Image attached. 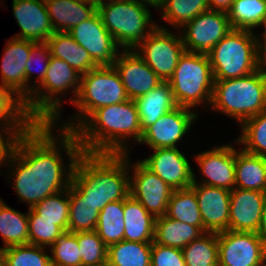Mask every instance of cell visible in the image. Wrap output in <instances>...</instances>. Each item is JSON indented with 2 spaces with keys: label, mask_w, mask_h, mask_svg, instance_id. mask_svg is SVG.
<instances>
[{
  "label": "cell",
  "mask_w": 266,
  "mask_h": 266,
  "mask_svg": "<svg viewBox=\"0 0 266 266\" xmlns=\"http://www.w3.org/2000/svg\"><path fill=\"white\" fill-rule=\"evenodd\" d=\"M145 4L160 9L167 0H142Z\"/></svg>",
  "instance_id": "cell-51"
},
{
  "label": "cell",
  "mask_w": 266,
  "mask_h": 266,
  "mask_svg": "<svg viewBox=\"0 0 266 266\" xmlns=\"http://www.w3.org/2000/svg\"><path fill=\"white\" fill-rule=\"evenodd\" d=\"M146 6L142 0L97 2V12L103 25L122 50L135 49L158 26L152 23V14Z\"/></svg>",
  "instance_id": "cell-6"
},
{
  "label": "cell",
  "mask_w": 266,
  "mask_h": 266,
  "mask_svg": "<svg viewBox=\"0 0 266 266\" xmlns=\"http://www.w3.org/2000/svg\"><path fill=\"white\" fill-rule=\"evenodd\" d=\"M74 132L81 151L90 154H127L128 138L139 143L143 134L131 99L96 109Z\"/></svg>",
  "instance_id": "cell-2"
},
{
  "label": "cell",
  "mask_w": 266,
  "mask_h": 266,
  "mask_svg": "<svg viewBox=\"0 0 266 266\" xmlns=\"http://www.w3.org/2000/svg\"><path fill=\"white\" fill-rule=\"evenodd\" d=\"M0 266H5V259L3 256V250L0 248Z\"/></svg>",
  "instance_id": "cell-52"
},
{
  "label": "cell",
  "mask_w": 266,
  "mask_h": 266,
  "mask_svg": "<svg viewBox=\"0 0 266 266\" xmlns=\"http://www.w3.org/2000/svg\"><path fill=\"white\" fill-rule=\"evenodd\" d=\"M55 126L57 124L35 123L20 136L7 162L13 169L9 175V178L13 177L12 187L29 208L68 189L74 165L82 153L76 133L59 128L61 137L55 138L52 133ZM62 148L70 160L66 168L61 157Z\"/></svg>",
  "instance_id": "cell-1"
},
{
  "label": "cell",
  "mask_w": 266,
  "mask_h": 266,
  "mask_svg": "<svg viewBox=\"0 0 266 266\" xmlns=\"http://www.w3.org/2000/svg\"><path fill=\"white\" fill-rule=\"evenodd\" d=\"M161 18L173 28H182L199 14L209 10L207 0H167L160 8Z\"/></svg>",
  "instance_id": "cell-36"
},
{
  "label": "cell",
  "mask_w": 266,
  "mask_h": 266,
  "mask_svg": "<svg viewBox=\"0 0 266 266\" xmlns=\"http://www.w3.org/2000/svg\"><path fill=\"white\" fill-rule=\"evenodd\" d=\"M136 163V164H135ZM129 175L130 195L155 218L166 215L173 189L141 161H136Z\"/></svg>",
  "instance_id": "cell-12"
},
{
  "label": "cell",
  "mask_w": 266,
  "mask_h": 266,
  "mask_svg": "<svg viewBox=\"0 0 266 266\" xmlns=\"http://www.w3.org/2000/svg\"><path fill=\"white\" fill-rule=\"evenodd\" d=\"M81 266H97L107 262V246L96 231L76 232Z\"/></svg>",
  "instance_id": "cell-41"
},
{
  "label": "cell",
  "mask_w": 266,
  "mask_h": 266,
  "mask_svg": "<svg viewBox=\"0 0 266 266\" xmlns=\"http://www.w3.org/2000/svg\"><path fill=\"white\" fill-rule=\"evenodd\" d=\"M260 26H263L264 32L262 33V37L261 38H259V36L255 34V38L257 40L258 46H260L262 43L266 42V16L263 18L261 23L258 25V27H260ZM260 39H262V40H260Z\"/></svg>",
  "instance_id": "cell-50"
},
{
  "label": "cell",
  "mask_w": 266,
  "mask_h": 266,
  "mask_svg": "<svg viewBox=\"0 0 266 266\" xmlns=\"http://www.w3.org/2000/svg\"><path fill=\"white\" fill-rule=\"evenodd\" d=\"M124 240L141 243L154 241L155 217L130 194L124 199Z\"/></svg>",
  "instance_id": "cell-25"
},
{
  "label": "cell",
  "mask_w": 266,
  "mask_h": 266,
  "mask_svg": "<svg viewBox=\"0 0 266 266\" xmlns=\"http://www.w3.org/2000/svg\"><path fill=\"white\" fill-rule=\"evenodd\" d=\"M5 266H51L45 247L25 244L3 248Z\"/></svg>",
  "instance_id": "cell-39"
},
{
  "label": "cell",
  "mask_w": 266,
  "mask_h": 266,
  "mask_svg": "<svg viewBox=\"0 0 266 266\" xmlns=\"http://www.w3.org/2000/svg\"><path fill=\"white\" fill-rule=\"evenodd\" d=\"M69 205L68 187V189L46 197L35 204L32 209L37 213V220L57 221V226L66 232L68 231Z\"/></svg>",
  "instance_id": "cell-38"
},
{
  "label": "cell",
  "mask_w": 266,
  "mask_h": 266,
  "mask_svg": "<svg viewBox=\"0 0 266 266\" xmlns=\"http://www.w3.org/2000/svg\"><path fill=\"white\" fill-rule=\"evenodd\" d=\"M195 157L204 179L198 183L196 176L193 175V183L215 186L229 191L235 189V147L231 144L218 146L203 151Z\"/></svg>",
  "instance_id": "cell-16"
},
{
  "label": "cell",
  "mask_w": 266,
  "mask_h": 266,
  "mask_svg": "<svg viewBox=\"0 0 266 266\" xmlns=\"http://www.w3.org/2000/svg\"><path fill=\"white\" fill-rule=\"evenodd\" d=\"M227 15L233 29L254 31L266 16V0H234Z\"/></svg>",
  "instance_id": "cell-35"
},
{
  "label": "cell",
  "mask_w": 266,
  "mask_h": 266,
  "mask_svg": "<svg viewBox=\"0 0 266 266\" xmlns=\"http://www.w3.org/2000/svg\"><path fill=\"white\" fill-rule=\"evenodd\" d=\"M260 239L263 241V243L266 246V202L264 205L263 215H262V222L259 228V231L257 232Z\"/></svg>",
  "instance_id": "cell-49"
},
{
  "label": "cell",
  "mask_w": 266,
  "mask_h": 266,
  "mask_svg": "<svg viewBox=\"0 0 266 266\" xmlns=\"http://www.w3.org/2000/svg\"><path fill=\"white\" fill-rule=\"evenodd\" d=\"M134 101L138 109L142 132L178 106L168 81H162L154 89Z\"/></svg>",
  "instance_id": "cell-24"
},
{
  "label": "cell",
  "mask_w": 266,
  "mask_h": 266,
  "mask_svg": "<svg viewBox=\"0 0 266 266\" xmlns=\"http://www.w3.org/2000/svg\"><path fill=\"white\" fill-rule=\"evenodd\" d=\"M148 158L140 160L173 190L186 189L193 184L191 165L179 148H156Z\"/></svg>",
  "instance_id": "cell-17"
},
{
  "label": "cell",
  "mask_w": 266,
  "mask_h": 266,
  "mask_svg": "<svg viewBox=\"0 0 266 266\" xmlns=\"http://www.w3.org/2000/svg\"><path fill=\"white\" fill-rule=\"evenodd\" d=\"M69 232L95 231L100 211L70 184L69 185Z\"/></svg>",
  "instance_id": "cell-30"
},
{
  "label": "cell",
  "mask_w": 266,
  "mask_h": 266,
  "mask_svg": "<svg viewBox=\"0 0 266 266\" xmlns=\"http://www.w3.org/2000/svg\"><path fill=\"white\" fill-rule=\"evenodd\" d=\"M81 75L66 61L51 56L43 82L34 89L32 95L24 102L28 115L35 123H54L62 117L61 97L64 91H72L77 97ZM59 95V96H58Z\"/></svg>",
  "instance_id": "cell-5"
},
{
  "label": "cell",
  "mask_w": 266,
  "mask_h": 266,
  "mask_svg": "<svg viewBox=\"0 0 266 266\" xmlns=\"http://www.w3.org/2000/svg\"><path fill=\"white\" fill-rule=\"evenodd\" d=\"M265 202V192L233 189L230 196L229 230L257 233Z\"/></svg>",
  "instance_id": "cell-19"
},
{
  "label": "cell",
  "mask_w": 266,
  "mask_h": 266,
  "mask_svg": "<svg viewBox=\"0 0 266 266\" xmlns=\"http://www.w3.org/2000/svg\"><path fill=\"white\" fill-rule=\"evenodd\" d=\"M209 9L228 13L234 0H207Z\"/></svg>",
  "instance_id": "cell-47"
},
{
  "label": "cell",
  "mask_w": 266,
  "mask_h": 266,
  "mask_svg": "<svg viewBox=\"0 0 266 266\" xmlns=\"http://www.w3.org/2000/svg\"><path fill=\"white\" fill-rule=\"evenodd\" d=\"M124 200L108 203L99 214L96 232L108 247L124 240Z\"/></svg>",
  "instance_id": "cell-33"
},
{
  "label": "cell",
  "mask_w": 266,
  "mask_h": 266,
  "mask_svg": "<svg viewBox=\"0 0 266 266\" xmlns=\"http://www.w3.org/2000/svg\"><path fill=\"white\" fill-rule=\"evenodd\" d=\"M68 33L84 47L98 66L114 64L120 48L103 25L97 11L90 18L70 29Z\"/></svg>",
  "instance_id": "cell-13"
},
{
  "label": "cell",
  "mask_w": 266,
  "mask_h": 266,
  "mask_svg": "<svg viewBox=\"0 0 266 266\" xmlns=\"http://www.w3.org/2000/svg\"><path fill=\"white\" fill-rule=\"evenodd\" d=\"M78 1H83V2H97L96 0H78Z\"/></svg>",
  "instance_id": "cell-54"
},
{
  "label": "cell",
  "mask_w": 266,
  "mask_h": 266,
  "mask_svg": "<svg viewBox=\"0 0 266 266\" xmlns=\"http://www.w3.org/2000/svg\"><path fill=\"white\" fill-rule=\"evenodd\" d=\"M2 124H35V122L28 115L24 101L8 86L0 83V125Z\"/></svg>",
  "instance_id": "cell-40"
},
{
  "label": "cell",
  "mask_w": 266,
  "mask_h": 266,
  "mask_svg": "<svg viewBox=\"0 0 266 266\" xmlns=\"http://www.w3.org/2000/svg\"><path fill=\"white\" fill-rule=\"evenodd\" d=\"M259 68L266 74V42L259 46Z\"/></svg>",
  "instance_id": "cell-48"
},
{
  "label": "cell",
  "mask_w": 266,
  "mask_h": 266,
  "mask_svg": "<svg viewBox=\"0 0 266 266\" xmlns=\"http://www.w3.org/2000/svg\"><path fill=\"white\" fill-rule=\"evenodd\" d=\"M242 134L237 144L244 145L245 152L266 156V109L241 124Z\"/></svg>",
  "instance_id": "cell-37"
},
{
  "label": "cell",
  "mask_w": 266,
  "mask_h": 266,
  "mask_svg": "<svg viewBox=\"0 0 266 266\" xmlns=\"http://www.w3.org/2000/svg\"><path fill=\"white\" fill-rule=\"evenodd\" d=\"M219 266H258L266 246L253 232L217 233Z\"/></svg>",
  "instance_id": "cell-14"
},
{
  "label": "cell",
  "mask_w": 266,
  "mask_h": 266,
  "mask_svg": "<svg viewBox=\"0 0 266 266\" xmlns=\"http://www.w3.org/2000/svg\"><path fill=\"white\" fill-rule=\"evenodd\" d=\"M166 216L199 227L204 233L207 232L203 227L197 197L190 187L173 191Z\"/></svg>",
  "instance_id": "cell-32"
},
{
  "label": "cell",
  "mask_w": 266,
  "mask_h": 266,
  "mask_svg": "<svg viewBox=\"0 0 266 266\" xmlns=\"http://www.w3.org/2000/svg\"><path fill=\"white\" fill-rule=\"evenodd\" d=\"M63 233L64 231L57 226V221L37 220V213L29 208V244L50 247Z\"/></svg>",
  "instance_id": "cell-43"
},
{
  "label": "cell",
  "mask_w": 266,
  "mask_h": 266,
  "mask_svg": "<svg viewBox=\"0 0 266 266\" xmlns=\"http://www.w3.org/2000/svg\"><path fill=\"white\" fill-rule=\"evenodd\" d=\"M36 42L11 37L7 41L1 63V83L8 86L24 102L27 100L25 68Z\"/></svg>",
  "instance_id": "cell-22"
},
{
  "label": "cell",
  "mask_w": 266,
  "mask_h": 266,
  "mask_svg": "<svg viewBox=\"0 0 266 266\" xmlns=\"http://www.w3.org/2000/svg\"><path fill=\"white\" fill-rule=\"evenodd\" d=\"M152 243L122 240L107 247V262L112 266H151Z\"/></svg>",
  "instance_id": "cell-31"
},
{
  "label": "cell",
  "mask_w": 266,
  "mask_h": 266,
  "mask_svg": "<svg viewBox=\"0 0 266 266\" xmlns=\"http://www.w3.org/2000/svg\"><path fill=\"white\" fill-rule=\"evenodd\" d=\"M232 29L227 13L204 11L182 27L185 51L207 54Z\"/></svg>",
  "instance_id": "cell-11"
},
{
  "label": "cell",
  "mask_w": 266,
  "mask_h": 266,
  "mask_svg": "<svg viewBox=\"0 0 266 266\" xmlns=\"http://www.w3.org/2000/svg\"><path fill=\"white\" fill-rule=\"evenodd\" d=\"M258 266H266V252L261 257V261Z\"/></svg>",
  "instance_id": "cell-53"
},
{
  "label": "cell",
  "mask_w": 266,
  "mask_h": 266,
  "mask_svg": "<svg viewBox=\"0 0 266 266\" xmlns=\"http://www.w3.org/2000/svg\"><path fill=\"white\" fill-rule=\"evenodd\" d=\"M151 266H186L182 249L152 242Z\"/></svg>",
  "instance_id": "cell-46"
},
{
  "label": "cell",
  "mask_w": 266,
  "mask_h": 266,
  "mask_svg": "<svg viewBox=\"0 0 266 266\" xmlns=\"http://www.w3.org/2000/svg\"><path fill=\"white\" fill-rule=\"evenodd\" d=\"M129 154L81 153L74 165L71 185L101 211L108 203L130 194Z\"/></svg>",
  "instance_id": "cell-3"
},
{
  "label": "cell",
  "mask_w": 266,
  "mask_h": 266,
  "mask_svg": "<svg viewBox=\"0 0 266 266\" xmlns=\"http://www.w3.org/2000/svg\"><path fill=\"white\" fill-rule=\"evenodd\" d=\"M97 266H112V265H110L108 262H106V263H104V264L97 265Z\"/></svg>",
  "instance_id": "cell-55"
},
{
  "label": "cell",
  "mask_w": 266,
  "mask_h": 266,
  "mask_svg": "<svg viewBox=\"0 0 266 266\" xmlns=\"http://www.w3.org/2000/svg\"><path fill=\"white\" fill-rule=\"evenodd\" d=\"M13 15L21 32L13 37L46 42L54 33L44 0H13Z\"/></svg>",
  "instance_id": "cell-21"
},
{
  "label": "cell",
  "mask_w": 266,
  "mask_h": 266,
  "mask_svg": "<svg viewBox=\"0 0 266 266\" xmlns=\"http://www.w3.org/2000/svg\"><path fill=\"white\" fill-rule=\"evenodd\" d=\"M125 87L113 65L98 66L81 75L80 88L72 103L78 109L62 129L75 131L96 109L128 100ZM73 120V121H72ZM76 122V123H75Z\"/></svg>",
  "instance_id": "cell-7"
},
{
  "label": "cell",
  "mask_w": 266,
  "mask_h": 266,
  "mask_svg": "<svg viewBox=\"0 0 266 266\" xmlns=\"http://www.w3.org/2000/svg\"><path fill=\"white\" fill-rule=\"evenodd\" d=\"M202 234L204 232L199 227L166 215L155 219L154 242L163 246L183 249Z\"/></svg>",
  "instance_id": "cell-28"
},
{
  "label": "cell",
  "mask_w": 266,
  "mask_h": 266,
  "mask_svg": "<svg viewBox=\"0 0 266 266\" xmlns=\"http://www.w3.org/2000/svg\"><path fill=\"white\" fill-rule=\"evenodd\" d=\"M186 266H219L217 233L206 232L183 249Z\"/></svg>",
  "instance_id": "cell-34"
},
{
  "label": "cell",
  "mask_w": 266,
  "mask_h": 266,
  "mask_svg": "<svg viewBox=\"0 0 266 266\" xmlns=\"http://www.w3.org/2000/svg\"><path fill=\"white\" fill-rule=\"evenodd\" d=\"M51 266H81L80 250L75 233L64 232L51 246Z\"/></svg>",
  "instance_id": "cell-42"
},
{
  "label": "cell",
  "mask_w": 266,
  "mask_h": 266,
  "mask_svg": "<svg viewBox=\"0 0 266 266\" xmlns=\"http://www.w3.org/2000/svg\"><path fill=\"white\" fill-rule=\"evenodd\" d=\"M51 58V54H50V49L47 45L46 42H36L32 48H31V53L30 56L28 58V61L26 63V68H25V80L27 83V99L32 95V92L34 91V89L36 87H38L44 80V76L47 72V67H48V63L49 60ZM37 62H43V66L42 68L36 70L37 72H35V74L38 73L37 77H36V81H38L36 84H32L31 81V76L34 73L33 72V64ZM35 64V65H36ZM33 65V66H32ZM32 84V85H30ZM29 85V86H28Z\"/></svg>",
  "instance_id": "cell-44"
},
{
  "label": "cell",
  "mask_w": 266,
  "mask_h": 266,
  "mask_svg": "<svg viewBox=\"0 0 266 266\" xmlns=\"http://www.w3.org/2000/svg\"><path fill=\"white\" fill-rule=\"evenodd\" d=\"M46 43L51 56L66 61L80 75L98 67L91 55L68 32H54Z\"/></svg>",
  "instance_id": "cell-26"
},
{
  "label": "cell",
  "mask_w": 266,
  "mask_h": 266,
  "mask_svg": "<svg viewBox=\"0 0 266 266\" xmlns=\"http://www.w3.org/2000/svg\"><path fill=\"white\" fill-rule=\"evenodd\" d=\"M190 188L197 197L204 229L214 233L229 230L231 191L196 183Z\"/></svg>",
  "instance_id": "cell-20"
},
{
  "label": "cell",
  "mask_w": 266,
  "mask_h": 266,
  "mask_svg": "<svg viewBox=\"0 0 266 266\" xmlns=\"http://www.w3.org/2000/svg\"><path fill=\"white\" fill-rule=\"evenodd\" d=\"M34 124H2L0 127V166L8 162L20 136ZM5 133V135H4Z\"/></svg>",
  "instance_id": "cell-45"
},
{
  "label": "cell",
  "mask_w": 266,
  "mask_h": 266,
  "mask_svg": "<svg viewBox=\"0 0 266 266\" xmlns=\"http://www.w3.org/2000/svg\"><path fill=\"white\" fill-rule=\"evenodd\" d=\"M178 106L188 109L211 104L214 78L207 54L184 51L168 80Z\"/></svg>",
  "instance_id": "cell-9"
},
{
  "label": "cell",
  "mask_w": 266,
  "mask_h": 266,
  "mask_svg": "<svg viewBox=\"0 0 266 266\" xmlns=\"http://www.w3.org/2000/svg\"><path fill=\"white\" fill-rule=\"evenodd\" d=\"M235 188L266 193V156L236 150Z\"/></svg>",
  "instance_id": "cell-27"
},
{
  "label": "cell",
  "mask_w": 266,
  "mask_h": 266,
  "mask_svg": "<svg viewBox=\"0 0 266 266\" xmlns=\"http://www.w3.org/2000/svg\"><path fill=\"white\" fill-rule=\"evenodd\" d=\"M0 234L3 248L29 244L28 213L23 214L7 206L0 199Z\"/></svg>",
  "instance_id": "cell-29"
},
{
  "label": "cell",
  "mask_w": 266,
  "mask_h": 266,
  "mask_svg": "<svg viewBox=\"0 0 266 266\" xmlns=\"http://www.w3.org/2000/svg\"><path fill=\"white\" fill-rule=\"evenodd\" d=\"M178 36L180 35H174L166 27L158 25L134 49L161 81L171 78L180 56L185 51L182 38Z\"/></svg>",
  "instance_id": "cell-10"
},
{
  "label": "cell",
  "mask_w": 266,
  "mask_h": 266,
  "mask_svg": "<svg viewBox=\"0 0 266 266\" xmlns=\"http://www.w3.org/2000/svg\"><path fill=\"white\" fill-rule=\"evenodd\" d=\"M214 80L235 79L259 70V46L252 30L232 29L208 53Z\"/></svg>",
  "instance_id": "cell-8"
},
{
  "label": "cell",
  "mask_w": 266,
  "mask_h": 266,
  "mask_svg": "<svg viewBox=\"0 0 266 266\" xmlns=\"http://www.w3.org/2000/svg\"><path fill=\"white\" fill-rule=\"evenodd\" d=\"M198 114L191 109L177 106L160 117L154 124L147 127L139 144L150 148H177V144L189 132Z\"/></svg>",
  "instance_id": "cell-15"
},
{
  "label": "cell",
  "mask_w": 266,
  "mask_h": 266,
  "mask_svg": "<svg viewBox=\"0 0 266 266\" xmlns=\"http://www.w3.org/2000/svg\"><path fill=\"white\" fill-rule=\"evenodd\" d=\"M113 66L131 100L148 93L162 82L134 49L119 52Z\"/></svg>",
  "instance_id": "cell-18"
},
{
  "label": "cell",
  "mask_w": 266,
  "mask_h": 266,
  "mask_svg": "<svg viewBox=\"0 0 266 266\" xmlns=\"http://www.w3.org/2000/svg\"><path fill=\"white\" fill-rule=\"evenodd\" d=\"M54 32H69L97 11V2L44 0Z\"/></svg>",
  "instance_id": "cell-23"
},
{
  "label": "cell",
  "mask_w": 266,
  "mask_h": 266,
  "mask_svg": "<svg viewBox=\"0 0 266 266\" xmlns=\"http://www.w3.org/2000/svg\"><path fill=\"white\" fill-rule=\"evenodd\" d=\"M210 105L242 124L266 109V74L259 69L235 79L214 80Z\"/></svg>",
  "instance_id": "cell-4"
}]
</instances>
